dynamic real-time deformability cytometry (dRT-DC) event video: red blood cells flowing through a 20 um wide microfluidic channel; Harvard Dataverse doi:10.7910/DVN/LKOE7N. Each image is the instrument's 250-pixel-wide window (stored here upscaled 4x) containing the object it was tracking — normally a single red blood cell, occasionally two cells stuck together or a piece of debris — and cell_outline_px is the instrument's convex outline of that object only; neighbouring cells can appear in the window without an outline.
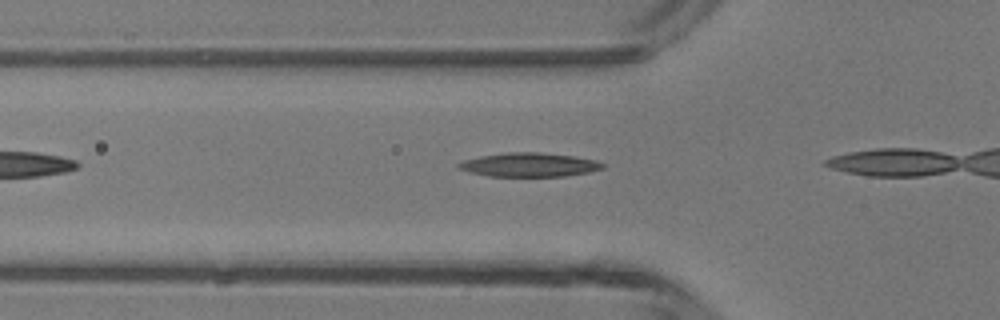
{"species": "common noctule bat (a hibernating species)", "species_latin": "Nyctalus noctula", "temperature_condition": "room temperature", "stored_images_in_passage": 4, "camera_frame_rate_fps": 3000, "um_per_image_px": 0.085, "animal": {"sex": "male", "body_mass_g": 13.3}, "frame": {"image": 1, "passage_image": 2, "time_ms": 0.333, "image_size_px": [1000, 320], "cell_outline_px": [[604, 168], [588, 172], [564, 176], [488, 176], [468, 172], [456, 168], [456, 164], [464, 160], [480, 156], [504, 152], [540, 152], [576, 156], [596, 160], [604, 164]], "centroid_in_image_um": [44.95, 14.0], "position_along_channel_um": 80.9, "area_um2": 20.23}}